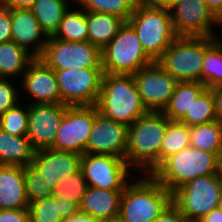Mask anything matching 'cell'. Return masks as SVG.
<instances>
[{
	"instance_id": "cell-38",
	"label": "cell",
	"mask_w": 222,
	"mask_h": 222,
	"mask_svg": "<svg viewBox=\"0 0 222 222\" xmlns=\"http://www.w3.org/2000/svg\"><path fill=\"white\" fill-rule=\"evenodd\" d=\"M0 222H31L28 209L0 210Z\"/></svg>"
},
{
	"instance_id": "cell-41",
	"label": "cell",
	"mask_w": 222,
	"mask_h": 222,
	"mask_svg": "<svg viewBox=\"0 0 222 222\" xmlns=\"http://www.w3.org/2000/svg\"><path fill=\"white\" fill-rule=\"evenodd\" d=\"M35 0H0V5L7 9L24 8L29 9Z\"/></svg>"
},
{
	"instance_id": "cell-35",
	"label": "cell",
	"mask_w": 222,
	"mask_h": 222,
	"mask_svg": "<svg viewBox=\"0 0 222 222\" xmlns=\"http://www.w3.org/2000/svg\"><path fill=\"white\" fill-rule=\"evenodd\" d=\"M0 128L14 136H26L28 131V105L22 108L18 104L0 115Z\"/></svg>"
},
{
	"instance_id": "cell-36",
	"label": "cell",
	"mask_w": 222,
	"mask_h": 222,
	"mask_svg": "<svg viewBox=\"0 0 222 222\" xmlns=\"http://www.w3.org/2000/svg\"><path fill=\"white\" fill-rule=\"evenodd\" d=\"M24 181L29 203L39 198L53 196V190L45 183L43 175L31 164L24 167Z\"/></svg>"
},
{
	"instance_id": "cell-25",
	"label": "cell",
	"mask_w": 222,
	"mask_h": 222,
	"mask_svg": "<svg viewBox=\"0 0 222 222\" xmlns=\"http://www.w3.org/2000/svg\"><path fill=\"white\" fill-rule=\"evenodd\" d=\"M206 88L201 82H178L163 114L169 120H180Z\"/></svg>"
},
{
	"instance_id": "cell-16",
	"label": "cell",
	"mask_w": 222,
	"mask_h": 222,
	"mask_svg": "<svg viewBox=\"0 0 222 222\" xmlns=\"http://www.w3.org/2000/svg\"><path fill=\"white\" fill-rule=\"evenodd\" d=\"M128 130L129 126L104 117L96 107V118L87 140L86 154H108L125 160Z\"/></svg>"
},
{
	"instance_id": "cell-19",
	"label": "cell",
	"mask_w": 222,
	"mask_h": 222,
	"mask_svg": "<svg viewBox=\"0 0 222 222\" xmlns=\"http://www.w3.org/2000/svg\"><path fill=\"white\" fill-rule=\"evenodd\" d=\"M10 20L12 41L28 52L32 45L33 49L31 54L35 58H39L43 53L48 36L42 30L38 20L35 18L30 9H10Z\"/></svg>"
},
{
	"instance_id": "cell-17",
	"label": "cell",
	"mask_w": 222,
	"mask_h": 222,
	"mask_svg": "<svg viewBox=\"0 0 222 222\" xmlns=\"http://www.w3.org/2000/svg\"><path fill=\"white\" fill-rule=\"evenodd\" d=\"M31 165L43 175L51 189L57 181L80 170L81 155L52 148L35 150Z\"/></svg>"
},
{
	"instance_id": "cell-32",
	"label": "cell",
	"mask_w": 222,
	"mask_h": 222,
	"mask_svg": "<svg viewBox=\"0 0 222 222\" xmlns=\"http://www.w3.org/2000/svg\"><path fill=\"white\" fill-rule=\"evenodd\" d=\"M214 120H218L215 112V100L212 88H206L179 121L191 127Z\"/></svg>"
},
{
	"instance_id": "cell-29",
	"label": "cell",
	"mask_w": 222,
	"mask_h": 222,
	"mask_svg": "<svg viewBox=\"0 0 222 222\" xmlns=\"http://www.w3.org/2000/svg\"><path fill=\"white\" fill-rule=\"evenodd\" d=\"M190 146L220 156L222 154V121L214 120L191 126Z\"/></svg>"
},
{
	"instance_id": "cell-13",
	"label": "cell",
	"mask_w": 222,
	"mask_h": 222,
	"mask_svg": "<svg viewBox=\"0 0 222 222\" xmlns=\"http://www.w3.org/2000/svg\"><path fill=\"white\" fill-rule=\"evenodd\" d=\"M130 166L123 159L108 154L81 155L80 169L88 187L106 190H124L128 184Z\"/></svg>"
},
{
	"instance_id": "cell-23",
	"label": "cell",
	"mask_w": 222,
	"mask_h": 222,
	"mask_svg": "<svg viewBox=\"0 0 222 222\" xmlns=\"http://www.w3.org/2000/svg\"><path fill=\"white\" fill-rule=\"evenodd\" d=\"M34 153L27 136H14L0 128V165L26 167L32 163Z\"/></svg>"
},
{
	"instance_id": "cell-42",
	"label": "cell",
	"mask_w": 222,
	"mask_h": 222,
	"mask_svg": "<svg viewBox=\"0 0 222 222\" xmlns=\"http://www.w3.org/2000/svg\"><path fill=\"white\" fill-rule=\"evenodd\" d=\"M217 119L222 121V85L212 88Z\"/></svg>"
},
{
	"instance_id": "cell-24",
	"label": "cell",
	"mask_w": 222,
	"mask_h": 222,
	"mask_svg": "<svg viewBox=\"0 0 222 222\" xmlns=\"http://www.w3.org/2000/svg\"><path fill=\"white\" fill-rule=\"evenodd\" d=\"M125 20L110 14L87 11L88 41L103 49L116 35Z\"/></svg>"
},
{
	"instance_id": "cell-31",
	"label": "cell",
	"mask_w": 222,
	"mask_h": 222,
	"mask_svg": "<svg viewBox=\"0 0 222 222\" xmlns=\"http://www.w3.org/2000/svg\"><path fill=\"white\" fill-rule=\"evenodd\" d=\"M190 146V127L179 120H169L160 148V164L168 157Z\"/></svg>"
},
{
	"instance_id": "cell-10",
	"label": "cell",
	"mask_w": 222,
	"mask_h": 222,
	"mask_svg": "<svg viewBox=\"0 0 222 222\" xmlns=\"http://www.w3.org/2000/svg\"><path fill=\"white\" fill-rule=\"evenodd\" d=\"M39 59L52 70L102 68L101 49L89 41L69 42L48 37Z\"/></svg>"
},
{
	"instance_id": "cell-14",
	"label": "cell",
	"mask_w": 222,
	"mask_h": 222,
	"mask_svg": "<svg viewBox=\"0 0 222 222\" xmlns=\"http://www.w3.org/2000/svg\"><path fill=\"white\" fill-rule=\"evenodd\" d=\"M137 91L148 111L163 112L173 95L178 81L157 61L133 74Z\"/></svg>"
},
{
	"instance_id": "cell-30",
	"label": "cell",
	"mask_w": 222,
	"mask_h": 222,
	"mask_svg": "<svg viewBox=\"0 0 222 222\" xmlns=\"http://www.w3.org/2000/svg\"><path fill=\"white\" fill-rule=\"evenodd\" d=\"M69 42L88 41L87 11L83 8L65 12L56 32L50 36Z\"/></svg>"
},
{
	"instance_id": "cell-9",
	"label": "cell",
	"mask_w": 222,
	"mask_h": 222,
	"mask_svg": "<svg viewBox=\"0 0 222 222\" xmlns=\"http://www.w3.org/2000/svg\"><path fill=\"white\" fill-rule=\"evenodd\" d=\"M54 72L64 105H96L102 87L103 68H68Z\"/></svg>"
},
{
	"instance_id": "cell-49",
	"label": "cell",
	"mask_w": 222,
	"mask_h": 222,
	"mask_svg": "<svg viewBox=\"0 0 222 222\" xmlns=\"http://www.w3.org/2000/svg\"><path fill=\"white\" fill-rule=\"evenodd\" d=\"M97 222H121L119 218L98 220Z\"/></svg>"
},
{
	"instance_id": "cell-11",
	"label": "cell",
	"mask_w": 222,
	"mask_h": 222,
	"mask_svg": "<svg viewBox=\"0 0 222 222\" xmlns=\"http://www.w3.org/2000/svg\"><path fill=\"white\" fill-rule=\"evenodd\" d=\"M168 8L177 37H215L211 26H222L203 0H173Z\"/></svg>"
},
{
	"instance_id": "cell-34",
	"label": "cell",
	"mask_w": 222,
	"mask_h": 222,
	"mask_svg": "<svg viewBox=\"0 0 222 222\" xmlns=\"http://www.w3.org/2000/svg\"><path fill=\"white\" fill-rule=\"evenodd\" d=\"M88 189V183L84 178L83 171L80 169L74 174L57 181L53 190V196H62L81 204L82 199Z\"/></svg>"
},
{
	"instance_id": "cell-15",
	"label": "cell",
	"mask_w": 222,
	"mask_h": 222,
	"mask_svg": "<svg viewBox=\"0 0 222 222\" xmlns=\"http://www.w3.org/2000/svg\"><path fill=\"white\" fill-rule=\"evenodd\" d=\"M66 107L64 104L28 105L26 136L35 150L50 148L54 144Z\"/></svg>"
},
{
	"instance_id": "cell-43",
	"label": "cell",
	"mask_w": 222,
	"mask_h": 222,
	"mask_svg": "<svg viewBox=\"0 0 222 222\" xmlns=\"http://www.w3.org/2000/svg\"><path fill=\"white\" fill-rule=\"evenodd\" d=\"M62 222H97V220L90 214L79 211L64 219Z\"/></svg>"
},
{
	"instance_id": "cell-8",
	"label": "cell",
	"mask_w": 222,
	"mask_h": 222,
	"mask_svg": "<svg viewBox=\"0 0 222 222\" xmlns=\"http://www.w3.org/2000/svg\"><path fill=\"white\" fill-rule=\"evenodd\" d=\"M205 37H177L157 60L178 82H201Z\"/></svg>"
},
{
	"instance_id": "cell-39",
	"label": "cell",
	"mask_w": 222,
	"mask_h": 222,
	"mask_svg": "<svg viewBox=\"0 0 222 222\" xmlns=\"http://www.w3.org/2000/svg\"><path fill=\"white\" fill-rule=\"evenodd\" d=\"M12 40L10 10L0 5V43Z\"/></svg>"
},
{
	"instance_id": "cell-5",
	"label": "cell",
	"mask_w": 222,
	"mask_h": 222,
	"mask_svg": "<svg viewBox=\"0 0 222 222\" xmlns=\"http://www.w3.org/2000/svg\"><path fill=\"white\" fill-rule=\"evenodd\" d=\"M145 53L157 61L177 38L167 6H135L128 19Z\"/></svg>"
},
{
	"instance_id": "cell-22",
	"label": "cell",
	"mask_w": 222,
	"mask_h": 222,
	"mask_svg": "<svg viewBox=\"0 0 222 222\" xmlns=\"http://www.w3.org/2000/svg\"><path fill=\"white\" fill-rule=\"evenodd\" d=\"M31 222H62L80 211V205L62 196L43 197L28 206Z\"/></svg>"
},
{
	"instance_id": "cell-26",
	"label": "cell",
	"mask_w": 222,
	"mask_h": 222,
	"mask_svg": "<svg viewBox=\"0 0 222 222\" xmlns=\"http://www.w3.org/2000/svg\"><path fill=\"white\" fill-rule=\"evenodd\" d=\"M34 59L31 52L12 40L0 43V78L22 76Z\"/></svg>"
},
{
	"instance_id": "cell-46",
	"label": "cell",
	"mask_w": 222,
	"mask_h": 222,
	"mask_svg": "<svg viewBox=\"0 0 222 222\" xmlns=\"http://www.w3.org/2000/svg\"><path fill=\"white\" fill-rule=\"evenodd\" d=\"M173 0H146L147 6H169Z\"/></svg>"
},
{
	"instance_id": "cell-21",
	"label": "cell",
	"mask_w": 222,
	"mask_h": 222,
	"mask_svg": "<svg viewBox=\"0 0 222 222\" xmlns=\"http://www.w3.org/2000/svg\"><path fill=\"white\" fill-rule=\"evenodd\" d=\"M122 192L123 190L88 187L80 204V211L90 214L97 221L118 218Z\"/></svg>"
},
{
	"instance_id": "cell-3",
	"label": "cell",
	"mask_w": 222,
	"mask_h": 222,
	"mask_svg": "<svg viewBox=\"0 0 222 222\" xmlns=\"http://www.w3.org/2000/svg\"><path fill=\"white\" fill-rule=\"evenodd\" d=\"M172 202V193L151 174L128 183L121 195V222H150Z\"/></svg>"
},
{
	"instance_id": "cell-20",
	"label": "cell",
	"mask_w": 222,
	"mask_h": 222,
	"mask_svg": "<svg viewBox=\"0 0 222 222\" xmlns=\"http://www.w3.org/2000/svg\"><path fill=\"white\" fill-rule=\"evenodd\" d=\"M25 191L24 167L0 165V210L28 209Z\"/></svg>"
},
{
	"instance_id": "cell-1",
	"label": "cell",
	"mask_w": 222,
	"mask_h": 222,
	"mask_svg": "<svg viewBox=\"0 0 222 222\" xmlns=\"http://www.w3.org/2000/svg\"><path fill=\"white\" fill-rule=\"evenodd\" d=\"M167 124L168 118L163 112L148 111L129 126L125 161L130 167H139L146 175L160 165V148Z\"/></svg>"
},
{
	"instance_id": "cell-50",
	"label": "cell",
	"mask_w": 222,
	"mask_h": 222,
	"mask_svg": "<svg viewBox=\"0 0 222 222\" xmlns=\"http://www.w3.org/2000/svg\"><path fill=\"white\" fill-rule=\"evenodd\" d=\"M218 208H219L220 210H222V195H221V198L219 199Z\"/></svg>"
},
{
	"instance_id": "cell-6",
	"label": "cell",
	"mask_w": 222,
	"mask_h": 222,
	"mask_svg": "<svg viewBox=\"0 0 222 222\" xmlns=\"http://www.w3.org/2000/svg\"><path fill=\"white\" fill-rule=\"evenodd\" d=\"M101 57L103 72L107 74L133 75L154 62L143 50L135 29L128 21L101 49Z\"/></svg>"
},
{
	"instance_id": "cell-44",
	"label": "cell",
	"mask_w": 222,
	"mask_h": 222,
	"mask_svg": "<svg viewBox=\"0 0 222 222\" xmlns=\"http://www.w3.org/2000/svg\"><path fill=\"white\" fill-rule=\"evenodd\" d=\"M213 14L222 22V0H203Z\"/></svg>"
},
{
	"instance_id": "cell-18",
	"label": "cell",
	"mask_w": 222,
	"mask_h": 222,
	"mask_svg": "<svg viewBox=\"0 0 222 222\" xmlns=\"http://www.w3.org/2000/svg\"><path fill=\"white\" fill-rule=\"evenodd\" d=\"M22 77L21 88L35 99L34 104H63L56 74L41 59L35 58Z\"/></svg>"
},
{
	"instance_id": "cell-48",
	"label": "cell",
	"mask_w": 222,
	"mask_h": 222,
	"mask_svg": "<svg viewBox=\"0 0 222 222\" xmlns=\"http://www.w3.org/2000/svg\"><path fill=\"white\" fill-rule=\"evenodd\" d=\"M129 1L134 7L146 5V0H129Z\"/></svg>"
},
{
	"instance_id": "cell-40",
	"label": "cell",
	"mask_w": 222,
	"mask_h": 222,
	"mask_svg": "<svg viewBox=\"0 0 222 222\" xmlns=\"http://www.w3.org/2000/svg\"><path fill=\"white\" fill-rule=\"evenodd\" d=\"M150 222H186L179 209L171 202L160 216Z\"/></svg>"
},
{
	"instance_id": "cell-2",
	"label": "cell",
	"mask_w": 222,
	"mask_h": 222,
	"mask_svg": "<svg viewBox=\"0 0 222 222\" xmlns=\"http://www.w3.org/2000/svg\"><path fill=\"white\" fill-rule=\"evenodd\" d=\"M96 107L104 117L127 126L148 112L137 91L133 75L124 74L104 73Z\"/></svg>"
},
{
	"instance_id": "cell-47",
	"label": "cell",
	"mask_w": 222,
	"mask_h": 222,
	"mask_svg": "<svg viewBox=\"0 0 222 222\" xmlns=\"http://www.w3.org/2000/svg\"><path fill=\"white\" fill-rule=\"evenodd\" d=\"M217 176L220 178V181L222 182V154L219 156L218 160Z\"/></svg>"
},
{
	"instance_id": "cell-27",
	"label": "cell",
	"mask_w": 222,
	"mask_h": 222,
	"mask_svg": "<svg viewBox=\"0 0 222 222\" xmlns=\"http://www.w3.org/2000/svg\"><path fill=\"white\" fill-rule=\"evenodd\" d=\"M201 83L210 89L222 85V41L217 37H205Z\"/></svg>"
},
{
	"instance_id": "cell-7",
	"label": "cell",
	"mask_w": 222,
	"mask_h": 222,
	"mask_svg": "<svg viewBox=\"0 0 222 222\" xmlns=\"http://www.w3.org/2000/svg\"><path fill=\"white\" fill-rule=\"evenodd\" d=\"M222 182L217 174L199 176L172 192V203L186 222H198L218 207Z\"/></svg>"
},
{
	"instance_id": "cell-28",
	"label": "cell",
	"mask_w": 222,
	"mask_h": 222,
	"mask_svg": "<svg viewBox=\"0 0 222 222\" xmlns=\"http://www.w3.org/2000/svg\"><path fill=\"white\" fill-rule=\"evenodd\" d=\"M68 5L67 0H35L29 9L42 30L50 37L59 27Z\"/></svg>"
},
{
	"instance_id": "cell-12",
	"label": "cell",
	"mask_w": 222,
	"mask_h": 222,
	"mask_svg": "<svg viewBox=\"0 0 222 222\" xmlns=\"http://www.w3.org/2000/svg\"><path fill=\"white\" fill-rule=\"evenodd\" d=\"M96 118V105L67 106L60 123L54 144L50 147L59 151L86 153L88 137Z\"/></svg>"
},
{
	"instance_id": "cell-4",
	"label": "cell",
	"mask_w": 222,
	"mask_h": 222,
	"mask_svg": "<svg viewBox=\"0 0 222 222\" xmlns=\"http://www.w3.org/2000/svg\"><path fill=\"white\" fill-rule=\"evenodd\" d=\"M216 153L187 147L166 158L151 175L171 193L199 176L217 174Z\"/></svg>"
},
{
	"instance_id": "cell-33",
	"label": "cell",
	"mask_w": 222,
	"mask_h": 222,
	"mask_svg": "<svg viewBox=\"0 0 222 222\" xmlns=\"http://www.w3.org/2000/svg\"><path fill=\"white\" fill-rule=\"evenodd\" d=\"M85 11L114 15L128 21L134 6L129 0H74Z\"/></svg>"
},
{
	"instance_id": "cell-45",
	"label": "cell",
	"mask_w": 222,
	"mask_h": 222,
	"mask_svg": "<svg viewBox=\"0 0 222 222\" xmlns=\"http://www.w3.org/2000/svg\"><path fill=\"white\" fill-rule=\"evenodd\" d=\"M200 222H222V210L218 207L214 208Z\"/></svg>"
},
{
	"instance_id": "cell-37",
	"label": "cell",
	"mask_w": 222,
	"mask_h": 222,
	"mask_svg": "<svg viewBox=\"0 0 222 222\" xmlns=\"http://www.w3.org/2000/svg\"><path fill=\"white\" fill-rule=\"evenodd\" d=\"M8 79L0 78V115L15 106L19 101L18 90Z\"/></svg>"
}]
</instances>
